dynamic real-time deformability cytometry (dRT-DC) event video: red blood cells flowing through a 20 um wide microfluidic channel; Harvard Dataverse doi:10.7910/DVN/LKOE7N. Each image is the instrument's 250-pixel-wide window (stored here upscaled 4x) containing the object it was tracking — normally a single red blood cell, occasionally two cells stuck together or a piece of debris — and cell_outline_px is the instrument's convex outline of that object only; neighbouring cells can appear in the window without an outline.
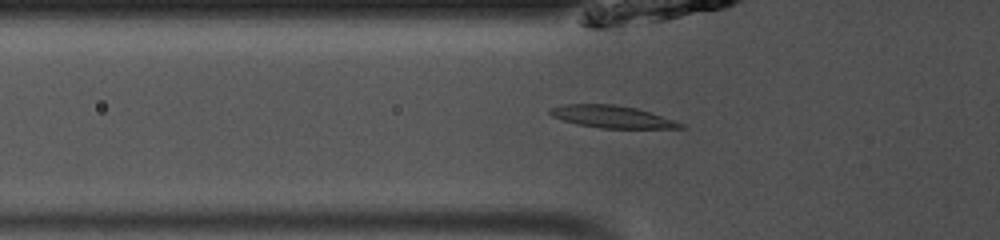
{"species": "common noctule bat (a hibernating species)", "species_latin": "Nyctalus noctula", "temperature_condition": "room temperature", "stored_images_in_passage": 34, "camera_frame_rate_fps": 3000, "um_per_image_px": 0.085, "animal": {"sex": "male", "body_mass_g": 13.0, "forearm_length_mm": 53.1}, "frame": {"image": 1, "passage_image": 2, "time_ms": 0.333, "image_size_px": [1000, 240], "cell_outline_px": [[688, 128], [600, 128], [576, 124], [552, 116], [548, 112], [548, 108], [564, 104], [612, 104], [636, 108], [684, 124]], "centroid_in_image_um": [51.96, 9.92], "position_along_channel_um": 73.8, "area_um2": 16.76}}
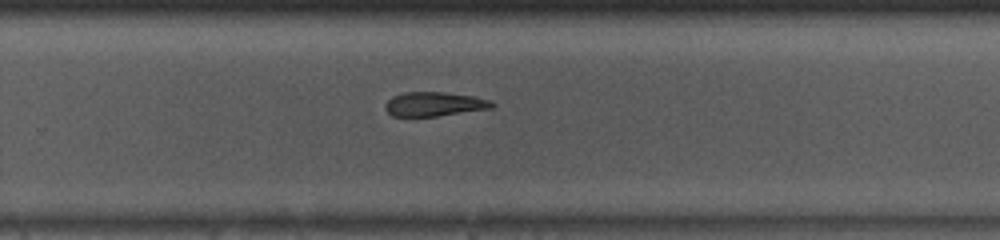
{"frame": {"image": 2, "passage_image": 18, "time_ms": 5.667, "image_size_px": [1000, 240], "cell_outline_px": [[496, 104], [492, 108], [436, 116], [392, 116], [384, 108], [384, 104], [392, 96], [404, 92], [444, 92], [472, 96], [488, 100]], "centroid_in_image_um": [36.87, 8.84], "position_along_channel_um": 292.9, "area_um2": 14.97}}
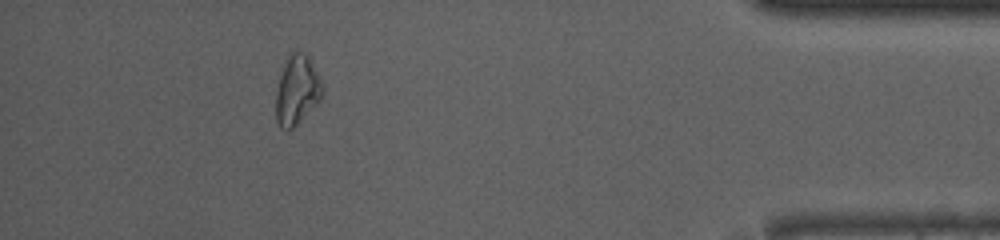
{"frame": {"image": 3, "passage_image": 30, "time_ms": 9.667, "image_size_px": [1000, 240], "cell_outline_px": [[324, 92], [320, 100], [292, 128], [280, 128], [276, 120], [276, 88], [284, 64], [288, 56], [296, 48], [304, 52], [308, 56], [320, 76], [324, 88]], "centroid_in_image_um": [25.26, 7.61], "position_along_channel_um": 409.9, "area_um2": 18.84}, "authors_computed_cell_mechanics": {"area_um2": 16.3863, "velocity_mm_per_s": 4.0887, "shape_relaxation_time_tau1_ms": null, "shape_relaxation_time_tau2_ms": 6.3763, "deformation_change_tau1": null, "deformation_change_tau2": 0.1702}}